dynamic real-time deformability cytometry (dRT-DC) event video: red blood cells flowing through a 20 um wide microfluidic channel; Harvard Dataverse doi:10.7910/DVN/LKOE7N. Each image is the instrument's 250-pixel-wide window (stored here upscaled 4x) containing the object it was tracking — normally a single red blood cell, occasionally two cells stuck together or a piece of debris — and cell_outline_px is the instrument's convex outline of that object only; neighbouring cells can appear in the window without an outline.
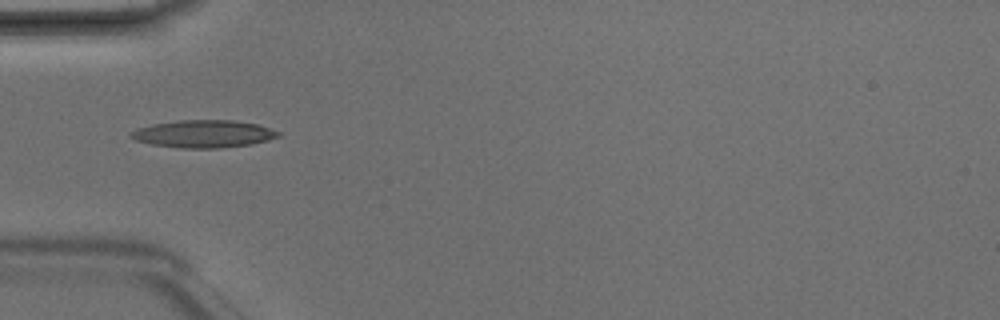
{"species": "Egyptian fruit bat (a non-hibernating species)", "species_latin": "Rousettus aegyptiacus", "temperature_condition": "room temperature", "stored_images_in_passage": 6, "camera_frame_rate_fps": 3000, "um_per_image_px": 0.085, "animal": {"sex": "male"}, "frame": {"image": 1, "passage_image": 4, "time_ms": 1.0, "image_size_px": [1000, 320], "cell_outline_px": [[280, 136], [268, 140], [252, 144], [220, 148], [180, 148], [152, 144], [136, 140], [128, 136], [136, 128], [152, 124], [180, 120], [236, 120], [260, 124], [280, 132]], "centroid_in_image_um": [17.33, 11.37], "position_along_channel_um": 67.7, "area_um2": 23.76}}